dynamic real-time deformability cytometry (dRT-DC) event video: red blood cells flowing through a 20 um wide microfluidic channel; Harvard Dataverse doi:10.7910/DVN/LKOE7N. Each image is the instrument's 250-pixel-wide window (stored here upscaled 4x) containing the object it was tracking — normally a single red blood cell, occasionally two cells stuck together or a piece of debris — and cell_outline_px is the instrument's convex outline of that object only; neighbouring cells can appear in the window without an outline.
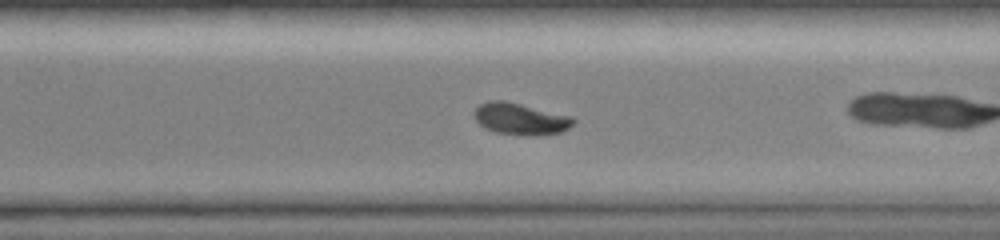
{"species": "common noctule bat (a hibernating species)", "species_latin": "Nyctalus noctula", "temperature_condition": "room temperature", "stored_images_in_passage": 34, "camera_frame_rate_fps": 3000, "um_per_image_px": 0.085, "animal": {"sex": "female", "body_mass_g": 19.0, "forearm_length_mm": 51.5}, "frame": {"image": 1, "passage_image": 20, "time_ms": 6.333, "image_size_px": [1000, 240], "cell_outline_px": [[576, 120], [568, 128], [560, 132], [528, 136], [496, 132], [484, 128], [472, 116], [472, 112], [480, 104], [488, 100], [504, 100], [572, 116]], "centroid_in_image_um": [44.19, 10.09], "position_along_channel_um": 326.4, "area_um2": 18.32}}